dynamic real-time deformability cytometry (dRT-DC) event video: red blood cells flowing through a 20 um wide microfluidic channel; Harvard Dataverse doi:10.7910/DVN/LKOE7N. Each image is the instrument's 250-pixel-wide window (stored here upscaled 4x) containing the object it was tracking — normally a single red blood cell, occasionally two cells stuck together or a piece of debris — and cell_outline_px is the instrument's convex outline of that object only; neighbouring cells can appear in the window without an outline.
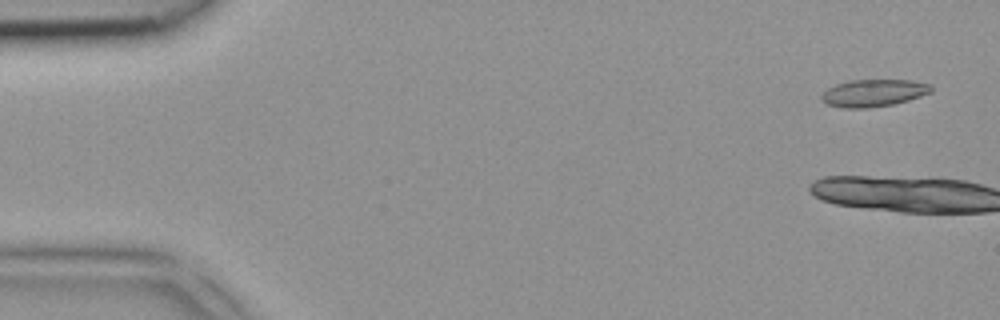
{"species": "common noctule bat (a hibernating species)", "species_latin": "Nyctalus noctula", "temperature_condition": "room temperature", "stored_images_in_passage": 6, "camera_frame_rate_fps": 3000, "um_per_image_px": 0.085, "animal": {"sex": "female", "body_mass_g": 18.4}, "frame": {"image": 1, "passage_image": 1, "time_ms": 0.0, "image_size_px": [1000, 320], "cell_outline_px": [[932, 92], [908, 100], [892, 104], [868, 108], [844, 108], [828, 104], [820, 100], [820, 96], [828, 88], [836, 84], [848, 80], [912, 80], [932, 84]], "centroid_in_image_um": [74.25, 7.89], "position_along_channel_um": 10.7, "area_um2": 17.46}}